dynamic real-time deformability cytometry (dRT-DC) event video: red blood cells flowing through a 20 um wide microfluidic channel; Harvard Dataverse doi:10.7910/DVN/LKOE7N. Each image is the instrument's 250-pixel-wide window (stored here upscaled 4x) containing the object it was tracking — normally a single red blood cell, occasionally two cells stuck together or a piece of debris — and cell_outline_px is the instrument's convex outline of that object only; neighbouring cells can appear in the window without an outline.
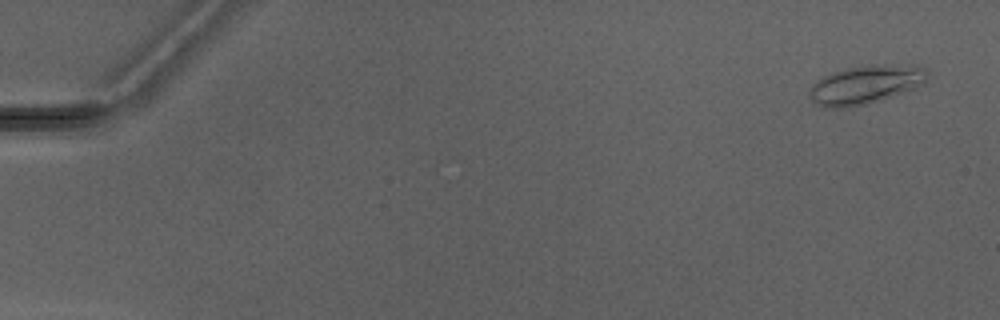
{"species": "Egyptian fruit bat (a non-hibernating species)", "species_latin": "Rousettus aegyptiacus", "temperature_condition": "warm", "stored_images_in_passage": 5, "camera_frame_rate_fps": 3000, "um_per_image_px": 0.085, "animal": {"sex": "male"}, "frame": {"image": 1, "passage_image": 1, "time_ms": 0.0, "image_size_px": [1000, 320], "cell_outline_px": [[928, 76], [924, 84], [916, 88], [864, 104], [848, 108], [828, 108], [816, 104], [812, 100], [808, 92], [812, 84], [816, 80], [832, 72], [860, 64], [916, 64], [924, 68], [928, 72]], "centroid_in_image_um": [73.58, 7.16], "position_along_channel_um": 11.4, "area_um2": 26.93}}